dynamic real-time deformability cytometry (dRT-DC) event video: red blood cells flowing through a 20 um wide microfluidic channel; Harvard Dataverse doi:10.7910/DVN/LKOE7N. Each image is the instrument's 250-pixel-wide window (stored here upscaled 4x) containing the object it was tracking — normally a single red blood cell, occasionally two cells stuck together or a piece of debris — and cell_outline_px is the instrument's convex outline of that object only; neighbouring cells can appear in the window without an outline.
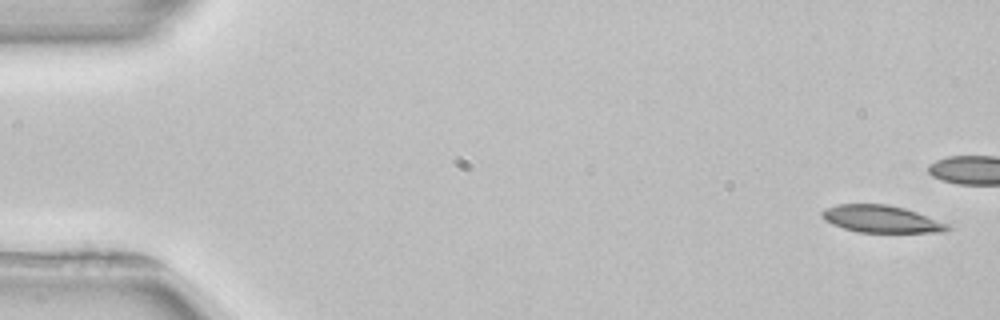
{"species": "common noctule bat (a hibernating species)", "species_latin": "Nyctalus noctula", "temperature_condition": "room temperature", "stored_images_in_passage": 5, "camera_frame_rate_fps": 3000, "um_per_image_px": 0.085, "animal": {"sex": "female", "body_mass_g": 22.7, "forearm_length_mm": 54.2}, "frame": {"image": 1, "passage_image": 1, "time_ms": 0.0, "image_size_px": [1000, 320], "cell_outline_px": [[952, 228], [944, 232], [860, 232], [844, 228], [832, 224], [824, 220], [820, 216], [820, 212], [824, 208], [836, 204], [888, 204], [904, 208], [952, 224]], "centroid_in_image_um": [74.92, 18.61], "position_along_channel_um": 10.1, "area_um2": 20.11}}
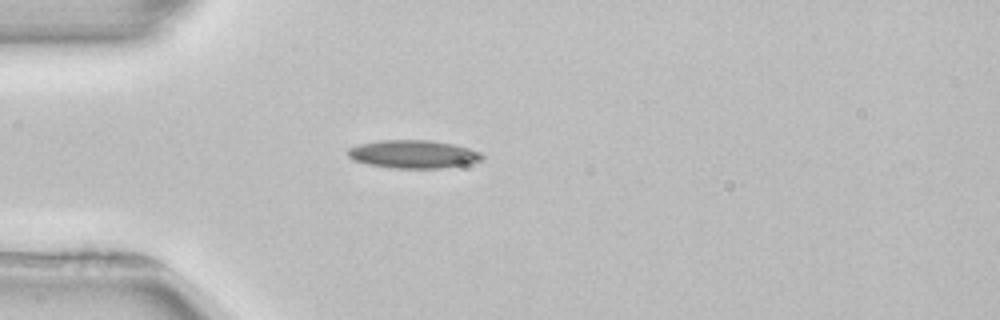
{"frame": {"image": 2, "passage_image": 5, "time_ms": 5.667, "image_size_px": [1000, 320], "cell_outline_px": [[484, 156], [480, 160], [468, 164], [440, 168], [392, 168], [368, 164], [352, 160], [348, 156], [348, 148], [360, 144], [380, 140], [428, 140], [452, 144], [468, 148], [480, 152]], "centroid_in_image_um": [35.1, 13.11], "position_along_channel_um": 49.9, "area_um2": 21.85}}